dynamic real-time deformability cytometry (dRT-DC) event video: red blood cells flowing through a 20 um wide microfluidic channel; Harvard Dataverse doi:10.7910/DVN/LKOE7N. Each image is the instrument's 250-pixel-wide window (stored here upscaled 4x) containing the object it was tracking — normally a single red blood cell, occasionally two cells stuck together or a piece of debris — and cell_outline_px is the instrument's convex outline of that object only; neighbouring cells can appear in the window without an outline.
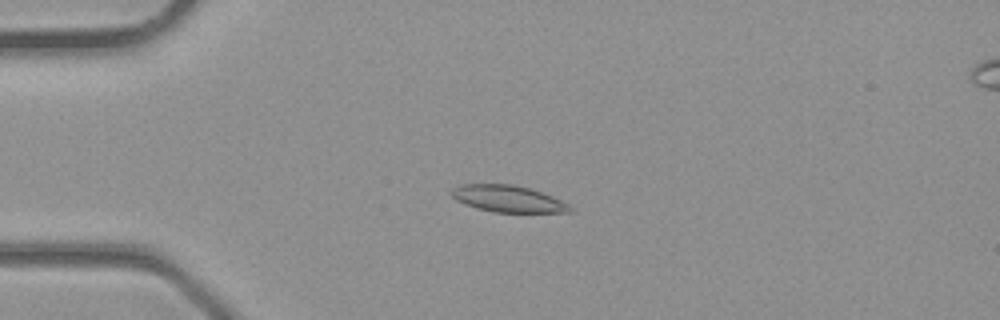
{"species": "common noctule bat (a hibernating species)", "species_latin": "Nyctalus noctula", "temperature_condition": "room temperature", "stored_images_in_passage": 39, "camera_frame_rate_fps": 3000, "um_per_image_px": 0.085, "animal": {"sex": "male", "body_mass_g": 23.1, "forearm_length_mm": 52.7}, "frame": {"image": 1, "passage_image": 10, "time_ms": 3.0, "image_size_px": [1000, 320], "cell_outline_px": [[572, 212], [492, 212], [476, 208], [464, 204], [456, 200], [448, 192], [452, 188], [460, 184], [512, 184], [528, 188], [552, 196], [568, 204], [572, 208]], "centroid_in_image_um": [43.11, 16.89], "position_along_channel_um": 41.9, "area_um2": 18.44}}
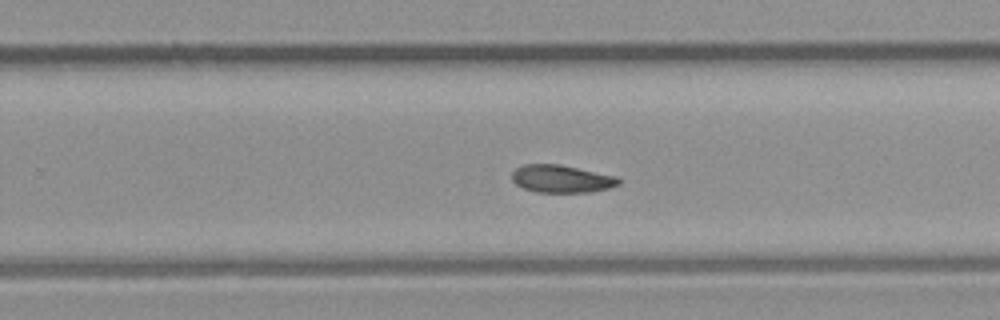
{"frame": {"image": 2, "passage_image": 25, "time_ms": 8.0, "image_size_px": [1000, 320], "cell_outline_px": [[620, 184], [608, 188], [592, 192], [536, 192], [524, 188], [516, 184], [512, 180], [512, 172], [516, 168], [524, 164], [560, 164], [616, 176], [620, 180]], "centroid_in_image_um": [47.72, 15.2], "position_along_channel_um": 282.1, "area_um2": 17.17}}
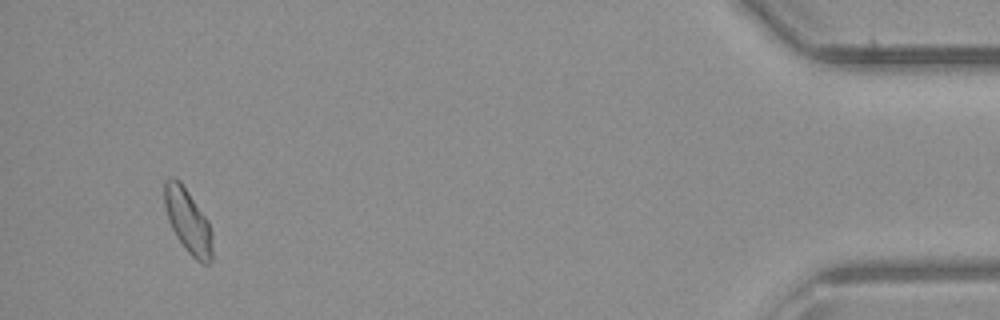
{"frame": {"image": 3, "passage_image": 37, "time_ms": 12.0, "image_size_px": [1000, 320], "cell_outline_px": [[212, 264], [200, 264], [188, 252], [176, 236], [168, 220], [164, 204], [164, 180], [168, 176], [172, 176], [180, 180], [208, 220], [212, 232]], "centroid_in_image_um": [15.98, 18.78], "position_along_channel_um": 419.2, "area_um2": 18.21}}